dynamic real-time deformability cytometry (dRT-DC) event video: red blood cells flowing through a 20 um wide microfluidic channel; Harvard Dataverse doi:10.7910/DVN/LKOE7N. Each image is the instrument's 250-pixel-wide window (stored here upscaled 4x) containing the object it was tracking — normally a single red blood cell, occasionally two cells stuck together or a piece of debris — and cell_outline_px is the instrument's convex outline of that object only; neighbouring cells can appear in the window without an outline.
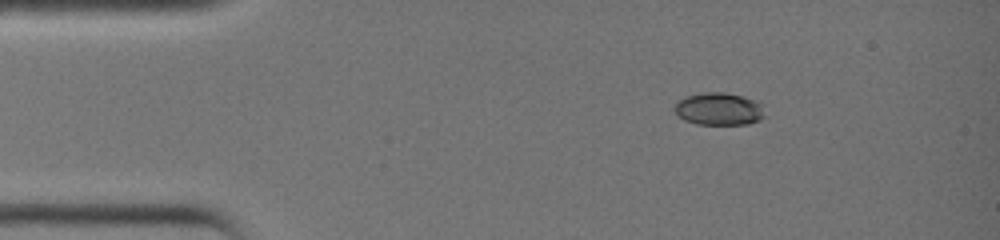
{"species": "common noctule bat (a hibernating species)", "species_latin": "Nyctalus noctula", "temperature_condition": "warm", "stored_images_in_passage": 28, "camera_frame_rate_fps": 3000, "um_per_image_px": 0.085, "animal": {"sex": "female", "body_mass_g": 19.0, "forearm_length_mm": 51.5}, "frame": {"image": 1, "passage_image": 1, "time_ms": 0.0, "image_size_px": [1000, 240], "cell_outline_px": [[764, 116], [760, 120], [748, 124], [696, 124], [684, 120], [676, 112], [676, 104], [684, 96], [704, 92], [724, 92], [740, 96], [752, 100], [760, 104]], "centroid_in_image_um": [61.09, 9.27], "position_along_channel_um": 23.9, "area_um2": 16.76}}
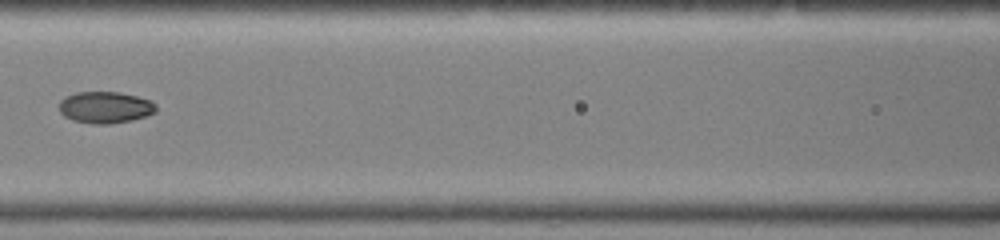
{"frame": {"image": 2, "passage_image": 13, "time_ms": 4.0, "image_size_px": [1000, 240], "cell_outline_px": [[156, 112], [132, 120], [108, 124], [92, 124], [72, 120], [64, 116], [60, 112], [60, 100], [64, 96], [76, 92], [120, 92], [152, 100], [156, 104]], "centroid_in_image_um": [8.94, 9.12], "position_along_channel_um": 157.7, "area_um2": 17.98}}
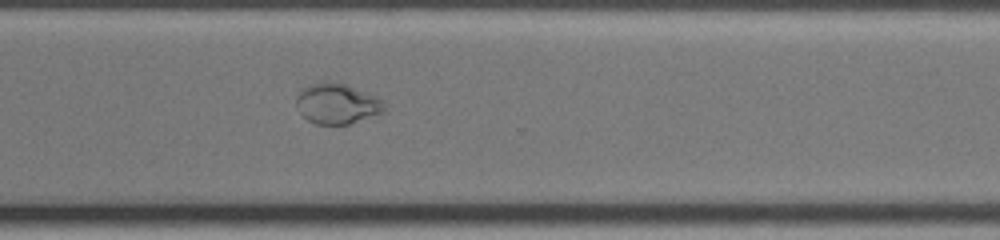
{"frame": {"image": 3, "passage_image": 24, "time_ms": 7.667, "image_size_px": [1000, 240], "cell_outline_px": [[384, 112], [380, 116], [348, 124], [316, 124], [308, 120], [300, 112], [296, 104], [296, 92], [308, 84], [320, 80], [336, 80], [368, 92], [376, 96], [384, 104]], "centroid_in_image_um": [28.65, 8.78], "position_along_channel_um": 342.0, "area_um2": 21.5}}